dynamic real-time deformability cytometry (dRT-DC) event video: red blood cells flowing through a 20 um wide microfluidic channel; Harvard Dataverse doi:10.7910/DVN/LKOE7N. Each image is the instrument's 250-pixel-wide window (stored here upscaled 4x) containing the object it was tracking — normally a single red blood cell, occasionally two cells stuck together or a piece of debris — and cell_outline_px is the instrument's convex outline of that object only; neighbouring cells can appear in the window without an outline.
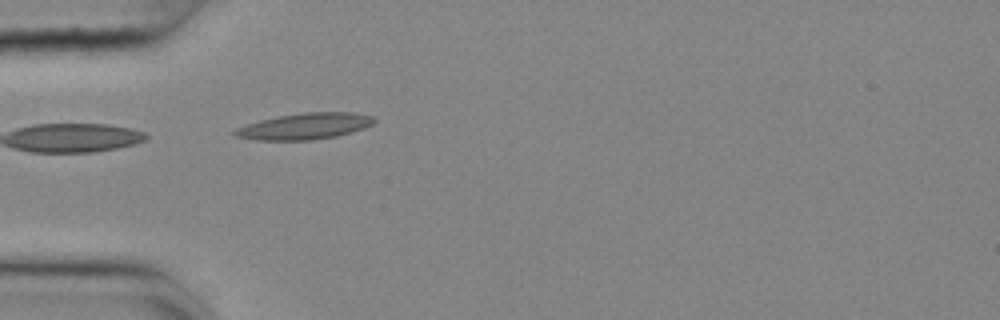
{"species": "common noctule bat (a hibernating species)", "species_latin": "Nyctalus noctula", "temperature_condition": "cold", "stored_images_in_passage": 25, "camera_frame_rate_fps": 3000, "um_per_image_px": 0.085, "animal": {"sex": "female", "body_mass_g": 25.1}, "frame": {"image": 1, "passage_image": 1, "time_ms": 0.0, "image_size_px": [1000, 320], "cell_outline_px": [[376, 120], [372, 124], [364, 128], [336, 136], [312, 140], [256, 140], [236, 136], [232, 132], [236, 128], [260, 120], [280, 116], [304, 112], [352, 112], [372, 116]], "centroid_in_image_um": [25.91, 10.73], "position_along_channel_um": 59.1, "area_um2": 21.1}}
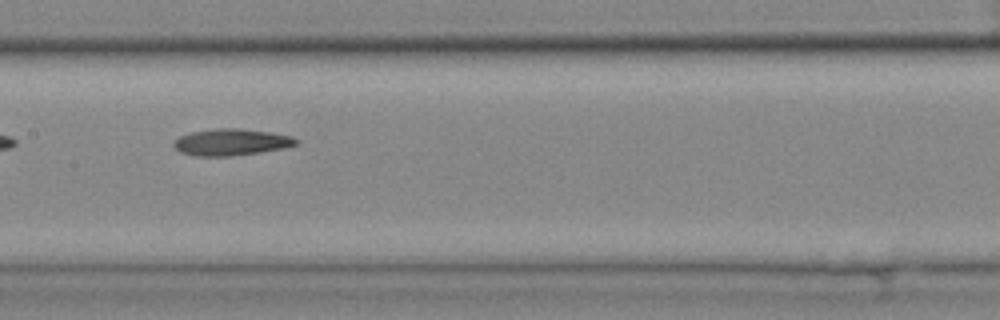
{"frame": {"image": 2, "passage_image": 12, "time_ms": 3.667, "image_size_px": [1000, 320], "cell_outline_px": [[300, 140], [296, 144], [284, 148], [260, 152], [228, 156], [196, 156], [180, 152], [172, 144], [180, 136], [192, 132], [216, 128], [240, 128], [268, 132], [292, 136]], "centroid_in_image_um": [19.66, 12.08], "position_along_channel_um": 187.7, "area_um2": 18.84}}
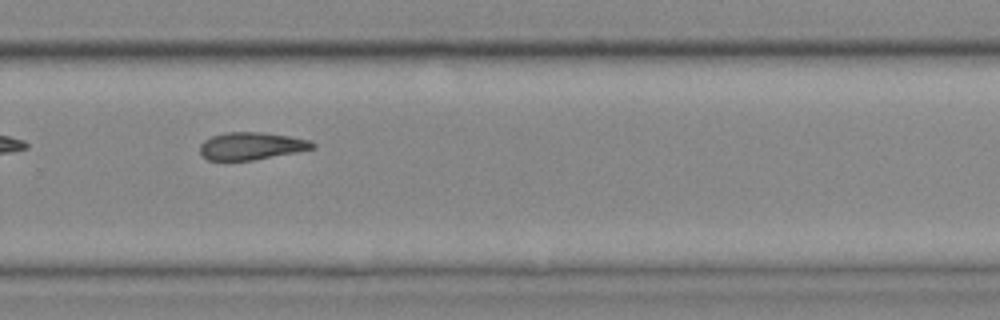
{"frame": {"image": 3, "passage_image": 22, "time_ms": 7.0, "image_size_px": [1000, 320], "cell_outline_px": [[316, 148], [296, 152], [252, 160], [208, 160], [200, 152], [200, 144], [204, 140], [212, 136], [228, 132], [264, 132], [288, 136], [308, 140], [316, 144]], "centroid_in_image_um": [21.36, 12.4], "position_along_channel_um": 308.4, "area_um2": 17.86}}